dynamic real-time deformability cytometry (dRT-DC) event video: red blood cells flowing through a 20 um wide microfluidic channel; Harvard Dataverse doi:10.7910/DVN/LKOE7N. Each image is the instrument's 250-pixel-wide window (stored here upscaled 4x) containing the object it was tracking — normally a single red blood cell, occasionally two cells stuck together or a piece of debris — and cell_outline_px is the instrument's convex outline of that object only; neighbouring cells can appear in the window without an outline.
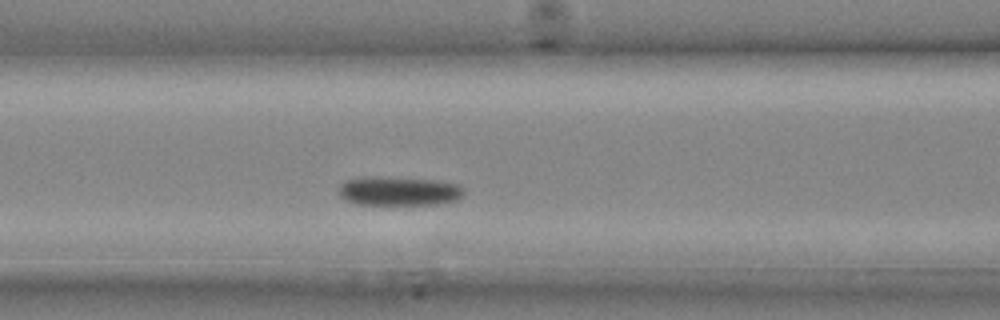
{"species": "common noctule bat (a hibernating species)", "species_latin": "Nyctalus noctula", "temperature_condition": "cold", "stored_images_in_passage": 11, "segment_of_instrument_passage": [1, 2], "camera_frame_rate_fps": 3000, "um_per_image_px": 0.085, "animal": {"sex": "male", "body_mass_g": 20.4}, "frame": {"image": 1, "passage_image": 8, "time_ms": 2.333, "image_size_px": [1000, 320], "cell_outline_px": [[464, 192], [456, 200], [436, 204], [356, 204], [344, 200], [340, 196], [340, 184], [344, 180], [428, 180], [456, 184], [464, 188]], "centroid_in_image_um": [33.93, 16.31], "position_along_channel_um": 132.7, "area_um2": 19.59}}
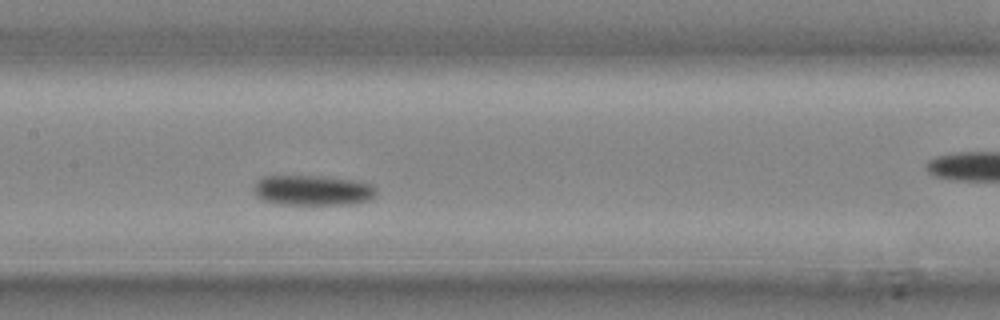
{"frame": {"image": 2, "passage_image": 10, "time_ms": 3.0, "image_size_px": [1000, 320], "cell_outline_px": [[376, 192], [368, 200], [356, 204], [280, 204], [264, 200], [256, 196], [252, 188], [256, 180], [264, 176], [324, 176], [356, 180], [372, 184], [376, 188]], "centroid_in_image_um": [26.56, 16.16], "position_along_channel_um": 180.8, "area_um2": 21.73}}